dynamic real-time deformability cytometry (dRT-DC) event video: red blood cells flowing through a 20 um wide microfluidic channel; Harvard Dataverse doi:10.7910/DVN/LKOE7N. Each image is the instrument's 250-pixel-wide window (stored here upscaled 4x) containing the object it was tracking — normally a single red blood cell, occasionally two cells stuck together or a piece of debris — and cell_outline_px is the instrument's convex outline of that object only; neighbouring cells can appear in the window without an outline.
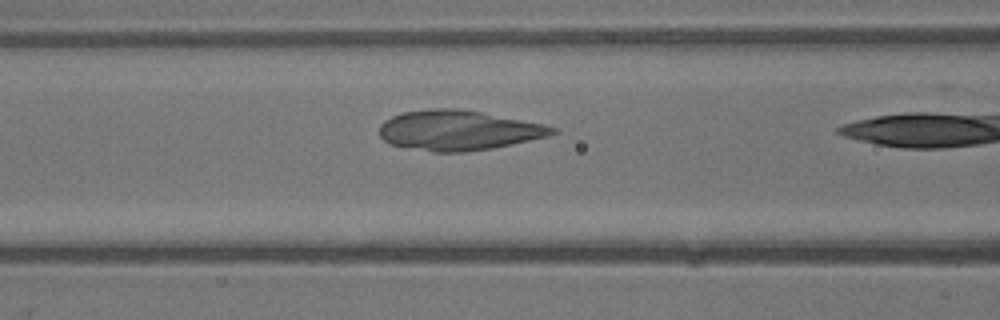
{"species": "common noctule bat (a hibernating species)", "species_latin": "Nyctalus noctula", "temperature_condition": "warm", "stored_images_in_passage": 5, "camera_frame_rate_fps": 3000, "um_per_image_px": 0.085, "animal": {"sex": "male", "body_mass_g": 13.3}, "frame": {"image": 1, "passage_image": 4, "time_ms": 1.0, "image_size_px": [1000, 320], "cell_outline_px": [[556, 132], [548, 136], [512, 144], [492, 148], [468, 152], [432, 152], [388, 144], [380, 136], [380, 124], [384, 120], [392, 116], [404, 112], [428, 108], [456, 108], [480, 112], [544, 124], [556, 128]], "centroid_in_image_um": [38.92, 11.08], "position_along_channel_um": 127.7, "area_um2": 40.23}}